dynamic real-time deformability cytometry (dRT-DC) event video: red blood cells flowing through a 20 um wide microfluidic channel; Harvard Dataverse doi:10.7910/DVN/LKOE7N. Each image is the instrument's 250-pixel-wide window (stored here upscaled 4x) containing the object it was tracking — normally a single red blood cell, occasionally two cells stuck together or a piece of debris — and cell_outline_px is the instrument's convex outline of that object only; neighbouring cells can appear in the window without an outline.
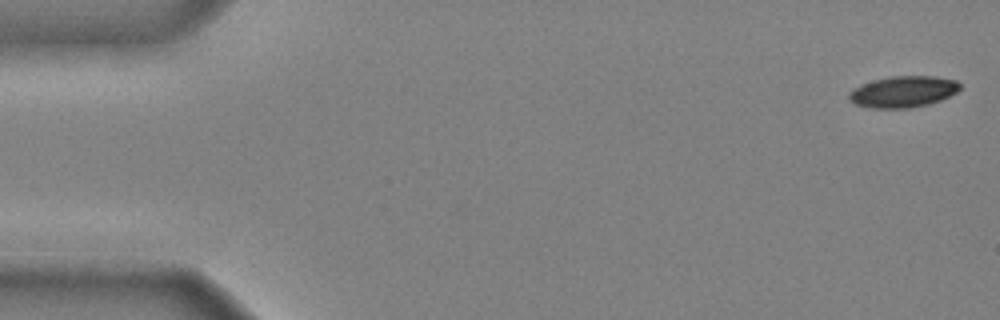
{"species": "common noctule bat (a hibernating species)", "species_latin": "Nyctalus noctula", "temperature_condition": "cold", "stored_images_in_passage": 44, "camera_frame_rate_fps": 3000, "um_per_image_px": 0.085, "animal": {"sex": "male", "body_mass_g": 20.4}, "frame": {"image": 1, "passage_image": 1, "time_ms": 0.0, "image_size_px": [1000, 320], "cell_outline_px": [[960, 88], [956, 92], [940, 100], [928, 104], [908, 108], [872, 108], [856, 104], [848, 100], [848, 92], [852, 88], [860, 84], [872, 80], [888, 76], [936, 76], [956, 80], [960, 84]], "centroid_in_image_um": [76.72, 7.78], "position_along_channel_um": 8.3, "area_um2": 20.4}}
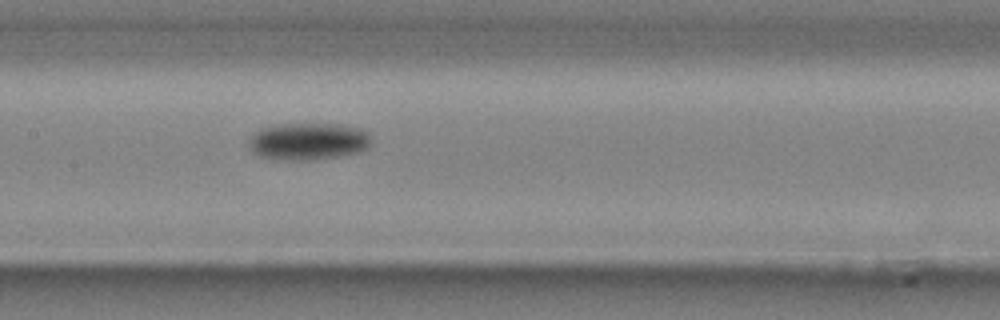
{"frame": {"image": 2, "passage_image": 24, "time_ms": 7.667, "image_size_px": [1000, 320], "cell_outline_px": [[368, 148], [360, 152], [340, 156], [312, 160], [284, 160], [260, 156], [252, 152], [248, 144], [248, 140], [260, 128], [272, 124], [336, 124], [360, 128], [368, 132]], "centroid_in_image_um": [26.16, 12.01], "position_along_channel_um": 181.2, "area_um2": 26.59}}
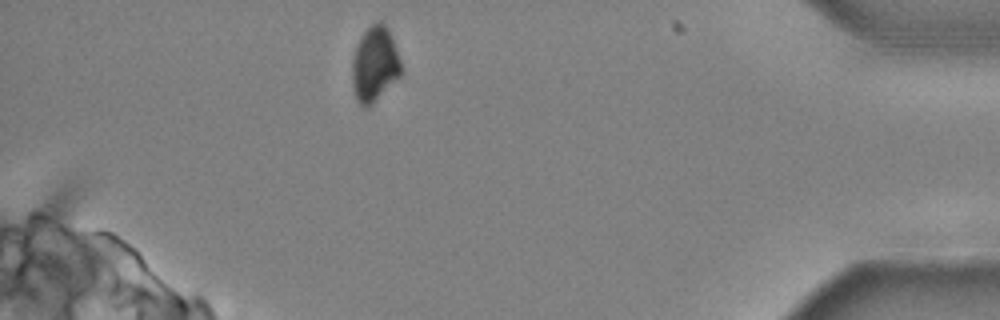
{"frame": {"image": 3, "passage_image": 44, "time_ms": 14.333, "image_size_px": [1000, 320], "cell_outline_px": [[404, 72], [368, 108], [364, 108], [356, 100], [352, 84], [352, 60], [360, 36], [376, 20], [380, 20], [388, 28], [404, 68]], "centroid_in_image_um": [31.86, 5.46], "position_along_channel_um": 403.3, "area_um2": 21.68}, "authors_computed_cell_mechanics": {"area_um2": 24.1893, "velocity_mm_per_s": 3.9592, "shape_relaxation_time_tau1_ms": 2.6654, "shape_relaxation_time_tau2_ms": null, "deformation_change_tau1": 0.0996, "deformation_change_tau2": null}}